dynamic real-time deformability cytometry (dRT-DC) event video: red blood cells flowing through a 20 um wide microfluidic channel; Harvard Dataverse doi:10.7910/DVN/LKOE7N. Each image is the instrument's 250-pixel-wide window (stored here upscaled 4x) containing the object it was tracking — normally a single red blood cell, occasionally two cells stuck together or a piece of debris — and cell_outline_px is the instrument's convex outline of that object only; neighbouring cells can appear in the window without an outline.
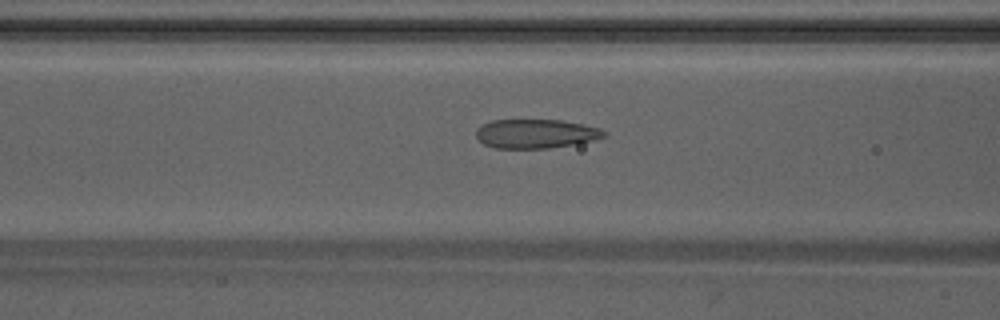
{"species": "Egyptian fruit bat (a non-hibernating species)", "species_latin": "Rousettus aegyptiacus", "temperature_condition": "warm", "stored_images_in_passage": 5, "camera_frame_rate_fps": 3000, "um_per_image_px": 0.085, "animal": {"sex": "male"}, "frame": {"image": 1, "passage_image": 4, "time_ms": 1.0, "image_size_px": [1000, 320], "cell_outline_px": [[608, 132], [604, 136], [592, 140], [572, 144], [548, 148], [496, 148], [484, 144], [476, 136], [476, 128], [492, 120], [560, 120], [600, 128]], "centroid_in_image_um": [45.52, 11.36], "position_along_channel_um": 121.1, "area_um2": 21.39}}